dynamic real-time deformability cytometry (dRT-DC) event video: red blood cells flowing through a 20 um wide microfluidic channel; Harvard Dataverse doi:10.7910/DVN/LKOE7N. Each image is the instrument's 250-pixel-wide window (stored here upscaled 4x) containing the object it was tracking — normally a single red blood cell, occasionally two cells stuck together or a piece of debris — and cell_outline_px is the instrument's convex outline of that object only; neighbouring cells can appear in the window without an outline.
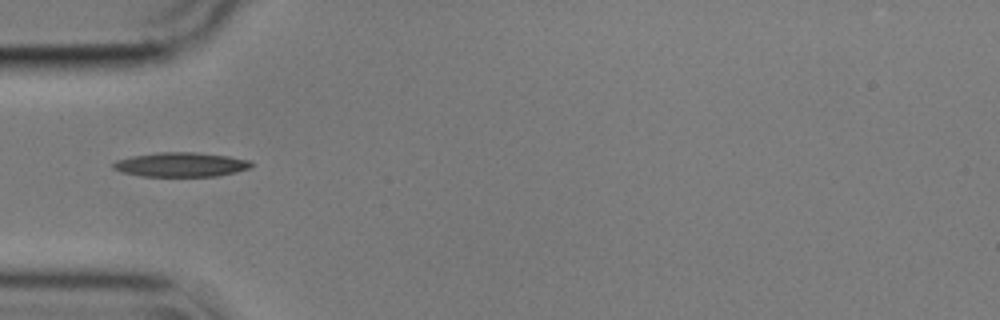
{"species": "common noctule bat (a hibernating species)", "species_latin": "Nyctalus noctula", "temperature_condition": "cold", "stored_images_in_passage": 8, "camera_frame_rate_fps": 3000, "um_per_image_px": 0.085, "animal": {"sex": "male", "body_mass_g": 17.9}, "frame": {"image": 1, "passage_image": 1, "time_ms": 0.0, "image_size_px": [1000, 320], "cell_outline_px": [[252, 168], [236, 172], [216, 176], [140, 176], [120, 172], [112, 168], [112, 164], [116, 160], [132, 156], [156, 152], [192, 152], [228, 156], [248, 160], [252, 164]], "centroid_in_image_um": [15.34, 13.99], "position_along_channel_um": 69.7, "area_um2": 19.65}}
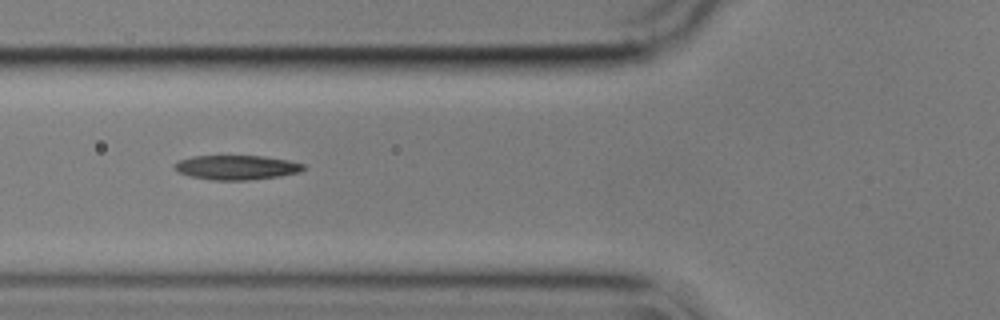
{"frame": {"image": 2, "passage_image": 4, "time_ms": 1.0, "image_size_px": [1000, 320], "cell_outline_px": [[304, 168], [300, 172], [280, 176], [248, 180], [212, 180], [192, 176], [180, 172], [172, 164], [180, 160], [192, 156], [264, 156], [288, 160], [304, 164]], "centroid_in_image_um": [20.13, 14.23], "position_along_channel_um": 105.7, "area_um2": 18.21}}
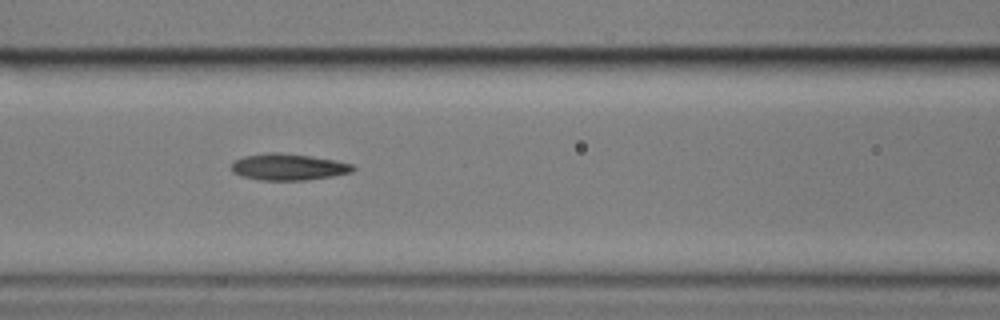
{"frame": {"image": 3, "passage_image": 7, "time_ms": 2.0, "image_size_px": [1000, 320], "cell_outline_px": [[356, 168], [352, 172], [332, 176], [304, 180], [260, 180], [240, 176], [232, 172], [232, 164], [236, 160], [244, 156], [268, 152], [280, 152], [336, 160], [352, 164]], "centroid_in_image_um": [24.5, 14.19], "position_along_channel_um": 142.1, "area_um2": 18.73}}